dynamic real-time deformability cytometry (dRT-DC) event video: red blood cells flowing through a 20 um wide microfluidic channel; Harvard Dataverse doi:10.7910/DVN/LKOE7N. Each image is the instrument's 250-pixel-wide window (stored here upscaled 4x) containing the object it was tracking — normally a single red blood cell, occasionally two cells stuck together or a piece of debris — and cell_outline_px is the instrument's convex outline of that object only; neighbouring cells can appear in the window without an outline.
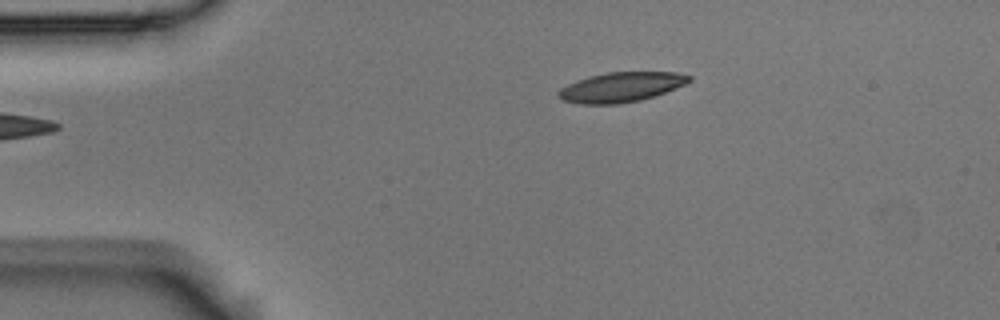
{"species": "Egyptian fruit bat (a non-hibernating species)", "species_latin": "Rousettus aegyptiacus", "temperature_condition": "room temperature", "stored_images_in_passage": 39, "camera_frame_rate_fps": 3000, "um_per_image_px": 0.085, "animal": {"sex": "male"}, "frame": {"image": 1, "passage_image": 1, "time_ms": 0.0, "image_size_px": [1000, 320], "cell_outline_px": [[692, 80], [684, 84], [664, 92], [640, 100], [620, 104], [580, 104], [560, 100], [556, 96], [556, 92], [560, 88], [576, 80], [588, 76], [608, 72], [676, 72], [692, 76]], "centroid_in_image_um": [52.72, 7.41], "position_along_channel_um": 32.3, "area_um2": 22.77}}
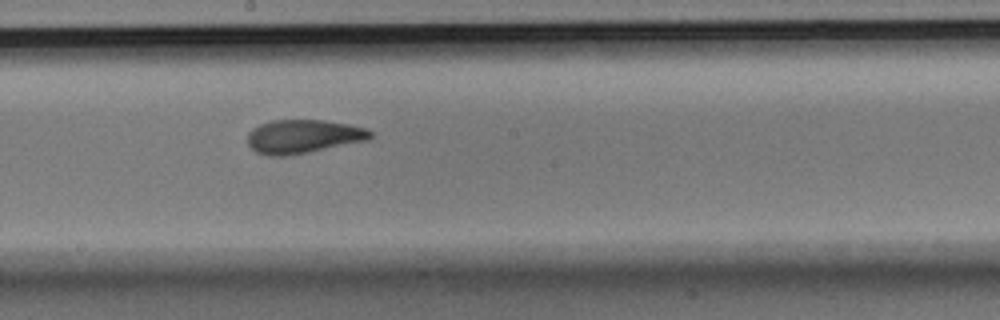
{"frame": {"image": 2, "passage_image": 21, "time_ms": 6.667, "image_size_px": [1000, 320], "cell_outline_px": [[372, 136], [368, 140], [288, 156], [268, 156], [256, 152], [248, 144], [248, 132], [252, 128], [260, 124], [272, 120], [324, 120], [348, 124], [364, 128], [372, 132]], "centroid_in_image_um": [25.74, 11.6], "position_along_channel_um": 222.5, "area_um2": 24.04}}
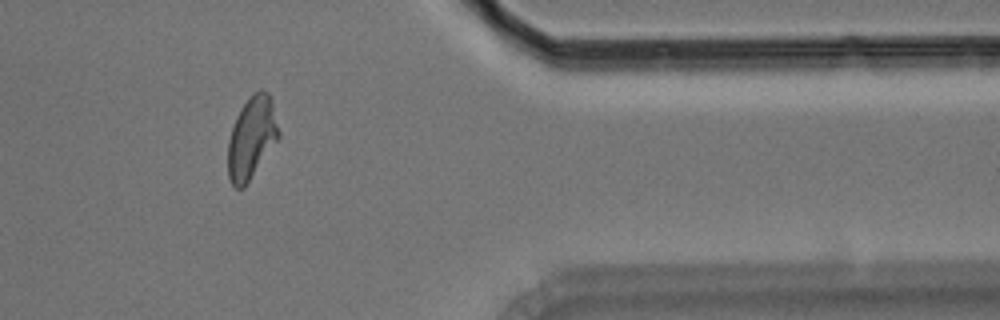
{"frame": {"image": 3, "passage_image": 37, "time_ms": 12.0, "image_size_px": [1000, 320], "cell_outline_px": [[280, 136], [244, 188], [236, 188], [232, 184], [228, 176], [228, 140], [236, 116], [240, 108], [248, 96], [252, 92], [260, 88], [268, 92], [272, 96], [280, 132]], "centroid_in_image_um": [21.4, 11.64], "position_along_channel_um": 390.0, "area_um2": 24.62}, "authors_computed_cell_mechanics": {"area_um2": 24.0448, "velocity_mm_per_s": 3.5284, "shape_relaxation_time_tau1_ms": 5.9448, "shape_relaxation_time_tau2_ms": 2.2607, "deformation_change_tau1": 0.1833, "deformation_change_tau2": 0.0856}}